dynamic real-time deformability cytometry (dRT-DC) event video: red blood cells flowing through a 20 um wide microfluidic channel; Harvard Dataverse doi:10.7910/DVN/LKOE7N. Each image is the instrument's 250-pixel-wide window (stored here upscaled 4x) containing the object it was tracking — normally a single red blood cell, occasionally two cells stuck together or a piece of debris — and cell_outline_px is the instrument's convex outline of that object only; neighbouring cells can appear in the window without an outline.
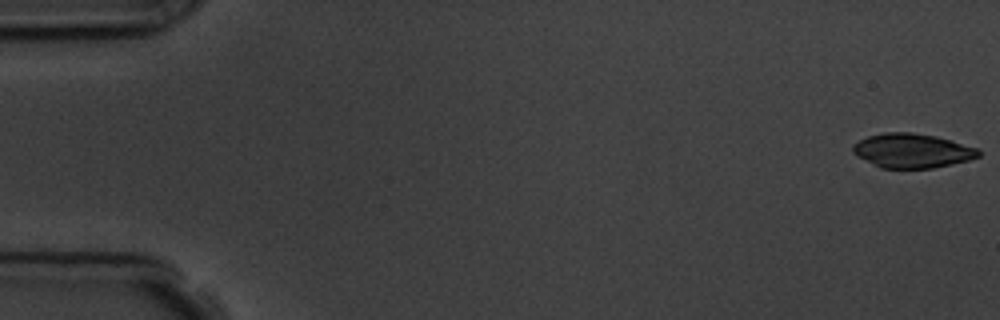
{"species": "common noctule bat (a hibernating species)", "species_latin": "Nyctalus noctula", "temperature_condition": "room temperature", "stored_images_in_passage": 6, "camera_frame_rate_fps": 3000, "um_per_image_px": 0.085, "animal": {"sex": "male", "body_mass_g": 19.5, "forearm_length_mm": 54.6}, "frame": {"image": 1, "passage_image": 1, "time_ms": 0.0, "image_size_px": [1000, 320], "cell_outline_px": [[980, 156], [968, 160], [952, 164], [932, 168], [880, 168], [856, 156], [852, 152], [852, 144], [868, 136], [884, 132], [912, 132], [936, 136], [976, 148], [980, 152]], "centroid_in_image_um": [77.48, 12.81], "position_along_channel_um": 7.5, "area_um2": 25.09}}
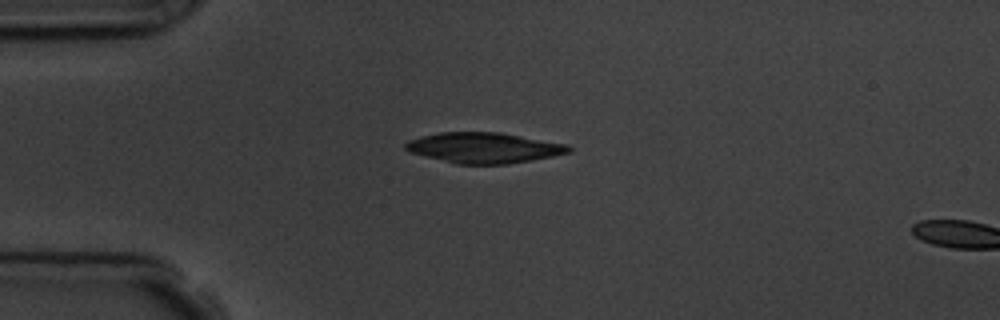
{"frame": {"image": 2, "passage_image": 5, "time_ms": 4.333, "image_size_px": [1000, 320], "cell_outline_px": [[572, 152], [532, 160], [508, 164], [456, 164], [412, 152], [404, 148], [404, 144], [408, 140], [420, 136], [440, 132], [500, 132], [568, 144], [572, 148]], "centroid_in_image_um": [41.16, 12.55], "position_along_channel_um": 43.8, "area_um2": 29.02}}